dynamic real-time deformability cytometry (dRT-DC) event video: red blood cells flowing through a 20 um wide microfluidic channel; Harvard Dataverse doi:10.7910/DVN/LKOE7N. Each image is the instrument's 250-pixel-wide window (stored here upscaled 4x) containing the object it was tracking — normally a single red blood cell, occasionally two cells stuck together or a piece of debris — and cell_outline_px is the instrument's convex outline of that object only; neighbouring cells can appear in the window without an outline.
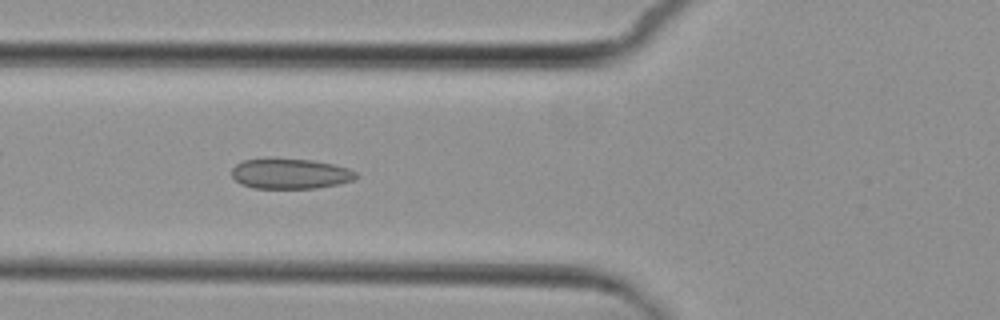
{"species": "common noctule bat (a hibernating species)", "species_latin": "Nyctalus noctula", "temperature_condition": "cold", "stored_images_in_passage": 5, "camera_frame_rate_fps": 3000, "um_per_image_px": 0.085, "animal": {"sex": "female", "body_mass_g": 29.2, "forearm_length_mm": 56.3}, "frame": {"image": 1, "passage_image": 4, "time_ms": 3.333, "image_size_px": [1000, 320], "cell_outline_px": [[360, 176], [352, 180], [336, 184], [316, 188], [256, 188], [240, 184], [232, 176], [232, 168], [236, 164], [244, 160], [312, 160], [332, 164], [348, 168], [356, 172]], "centroid_in_image_um": [24.69, 14.79], "position_along_channel_um": 101.1, "area_um2": 21.39}}
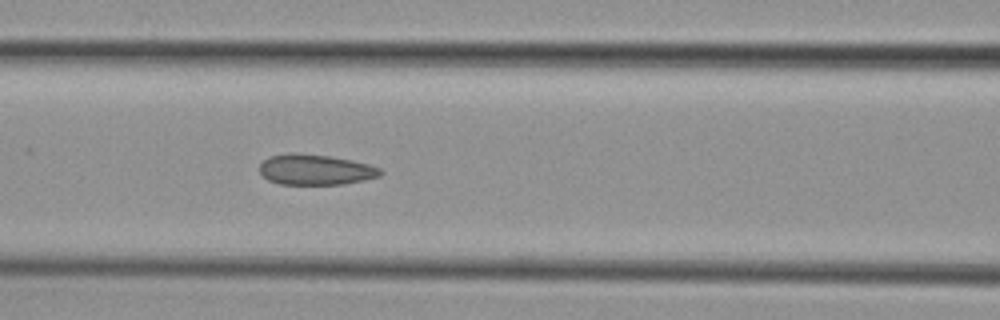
{"frame": {"image": 2, "passage_image": 5, "time_ms": 4.333, "image_size_px": [1000, 320], "cell_outline_px": [[384, 172], [380, 176], [364, 180], [344, 184], [280, 184], [268, 180], [260, 172], [260, 164], [268, 156], [292, 152], [328, 156], [352, 160], [368, 164], [380, 168]], "centroid_in_image_um": [26.82, 14.42], "position_along_channel_um": 139.8, "area_um2": 21.5}}